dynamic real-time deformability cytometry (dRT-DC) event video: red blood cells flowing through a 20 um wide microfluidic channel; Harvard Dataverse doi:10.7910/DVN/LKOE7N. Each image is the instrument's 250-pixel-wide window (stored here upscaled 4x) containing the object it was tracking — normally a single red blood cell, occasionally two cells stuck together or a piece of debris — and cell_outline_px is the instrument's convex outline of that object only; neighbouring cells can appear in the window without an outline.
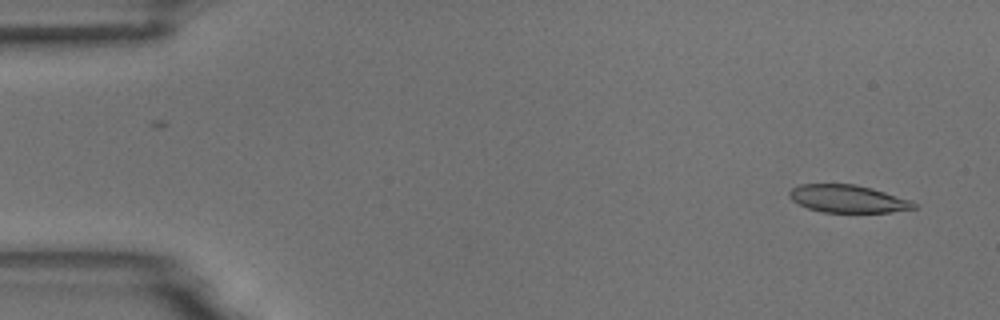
{"species": "common noctule bat (a hibernating species)", "species_latin": "Nyctalus noctula", "temperature_condition": "room temperature", "stored_images_in_passage": 53, "camera_frame_rate_fps": 3000, "um_per_image_px": 0.085, "animal": {"sex": "male", "body_mass_g": 18.8}, "frame": {"image": 1, "passage_image": 2, "time_ms": 0.333, "image_size_px": [1000, 320], "cell_outline_px": [[916, 208], [888, 212], [824, 212], [808, 208], [792, 200], [788, 196], [788, 192], [792, 188], [800, 184], [856, 184], [872, 188], [908, 200], [916, 204]], "centroid_in_image_um": [72.01, 16.89], "position_along_channel_um": 13.0, "area_um2": 19.77}}
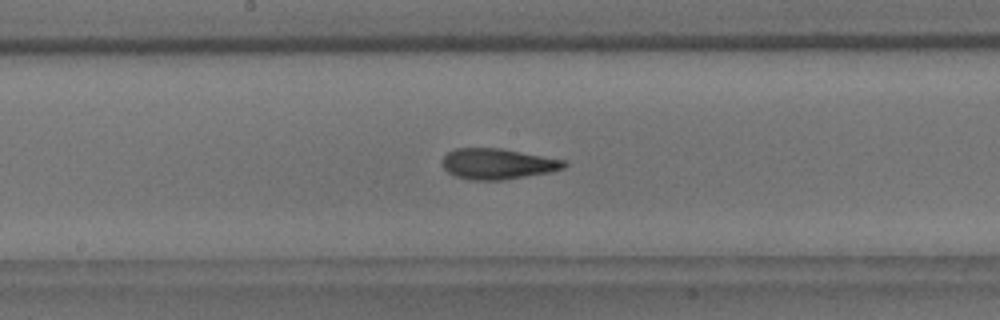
{"frame": {"image": 2, "passage_image": 27, "time_ms": 8.667, "image_size_px": [1000, 320], "cell_outline_px": [[568, 164], [564, 168], [552, 172], [500, 180], [472, 180], [456, 176], [448, 172], [444, 168], [444, 156], [448, 152], [456, 148], [500, 148], [568, 160]], "centroid_in_image_um": [42.37, 13.92], "position_along_channel_um": 205.8, "area_um2": 21.79}}
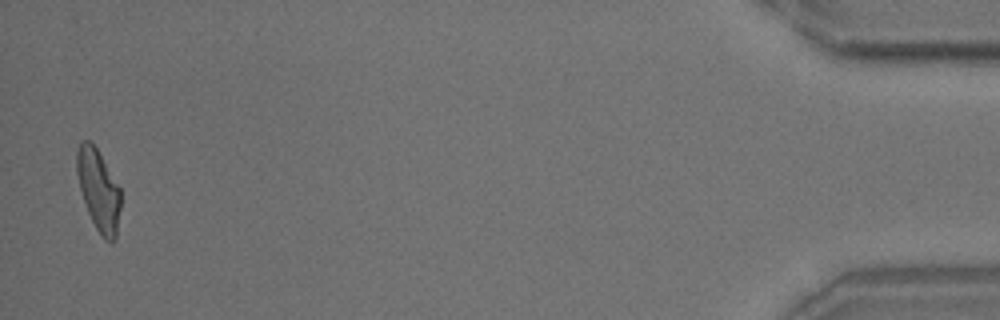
{"frame": {"image": 3, "passage_image": 52, "time_ms": 17.0, "image_size_px": [1000, 320], "cell_outline_px": [[120, 208], [116, 240], [104, 240], [96, 228], [88, 212], [80, 188], [76, 172], [76, 152], [80, 140], [88, 140], [96, 148], [120, 188]], "centroid_in_image_um": [8.36, 16.15], "position_along_channel_um": 426.8, "area_um2": 20.52}, "authors_computed_cell_mechanics": {"area_um2": 21.4438, "velocity_mm_per_s": 3.7247, "shape_relaxation_time_tau1_ms": 5.8672, "shape_relaxation_time_tau2_ms": 2.5363, "deformation_change_tau1": 0.1923, "deformation_change_tau2": 0.1119}}